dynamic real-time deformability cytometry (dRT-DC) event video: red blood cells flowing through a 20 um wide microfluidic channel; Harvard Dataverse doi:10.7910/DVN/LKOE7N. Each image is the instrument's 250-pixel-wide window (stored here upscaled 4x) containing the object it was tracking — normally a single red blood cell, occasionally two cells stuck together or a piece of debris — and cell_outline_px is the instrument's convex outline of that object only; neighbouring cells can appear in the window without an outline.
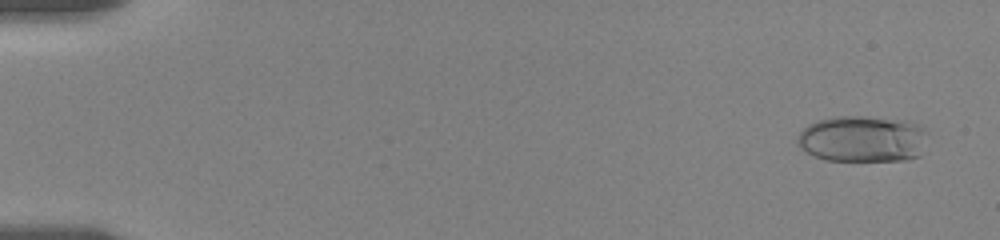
{"species": "human", "species_latin": "Homo sapiens", "temperature_condition": "room temperature", "stored_images_in_passage": 36, "camera_frame_rate_fps": 3000, "um_per_image_px": 0.085, "donor": {"sex": "female"}, "frame": {"image": 1, "passage_image": 2, "time_ms": 0.667, "image_size_px": [1000, 240], "cell_outline_px": [[928, 132], [920, 156], [908, 160], [824, 160], [800, 148], [796, 140], [800, 132], [808, 124], [816, 120], [836, 116], [860, 116], [884, 120], [900, 124]], "centroid_in_image_um": [73.19, 11.85], "position_along_channel_um": 11.8, "area_um2": 33.99}}
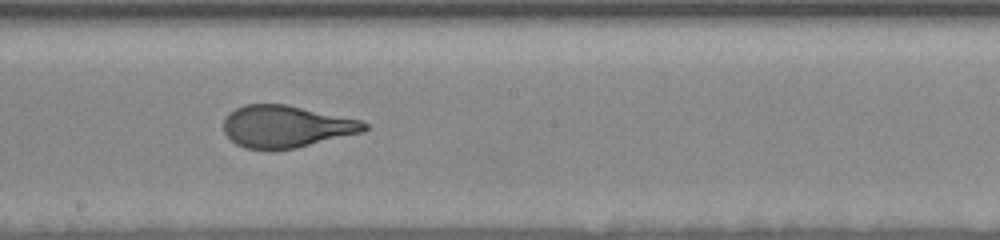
{"frame": {"image": 2, "passage_image": 20, "time_ms": 10.667, "image_size_px": [1000, 240], "cell_outline_px": [[368, 128], [364, 132], [296, 148], [268, 152], [244, 148], [236, 144], [224, 132], [224, 120], [228, 112], [244, 104], [284, 104], [360, 120], [368, 124]], "centroid_in_image_um": [24.29, 10.78], "position_along_channel_um": 223.9, "area_um2": 34.85}}
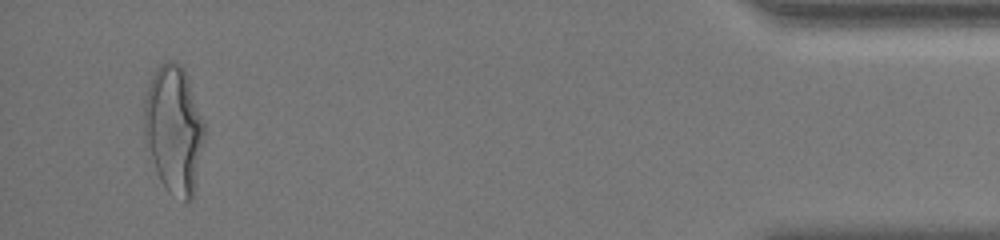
{"frame": {"image": 3, "passage_image": 35, "time_ms": 18.0, "image_size_px": [1000, 240], "cell_outline_px": [[204, 136], [196, 180], [192, 200], [184, 200], [168, 192], [160, 180], [156, 172], [152, 160], [144, 132], [144, 100], [152, 76], [156, 68], [160, 64], [168, 60], [172, 60], [180, 64], [184, 68], [204, 124]], "centroid_in_image_um": [14.76, 10.98], "position_along_channel_um": 420.4, "area_um2": 44.16}, "authors_computed_cell_mechanics": {"area_um2": 34.8534, "velocity_mm_per_s": 3.5664, "shape_relaxation_time_tau1_ms": 4.3337, "shape_relaxation_time_tau2_ms": null, "deformation_change_tau1": 0.1904, "deformation_change_tau2": null}}